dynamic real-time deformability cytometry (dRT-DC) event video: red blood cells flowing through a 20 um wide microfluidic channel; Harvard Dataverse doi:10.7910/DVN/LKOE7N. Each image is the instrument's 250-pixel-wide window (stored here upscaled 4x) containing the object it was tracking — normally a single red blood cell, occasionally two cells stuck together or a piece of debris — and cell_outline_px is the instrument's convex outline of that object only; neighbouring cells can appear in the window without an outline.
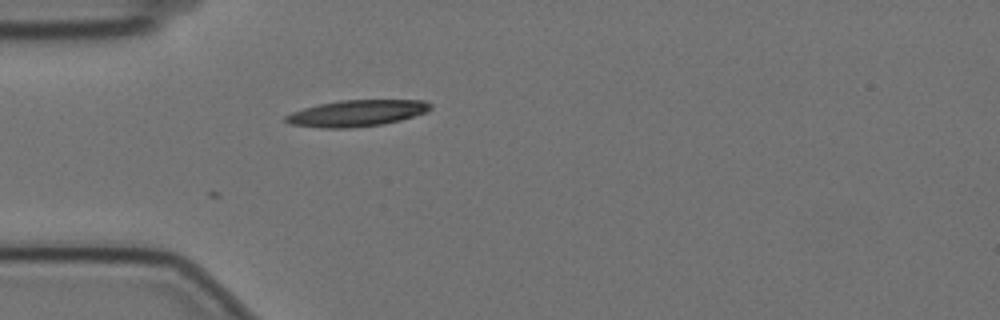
{"species": "Egyptian fruit bat (a non-hibernating species)", "species_latin": "Rousettus aegyptiacus", "temperature_condition": "cold", "stored_images_in_passage": 5, "camera_frame_rate_fps": 3000, "um_per_image_px": 0.085, "animal": {"sex": "female"}, "frame": {"image": 1, "passage_image": 1, "time_ms": 0.0, "image_size_px": [1000, 320], "cell_outline_px": [[432, 108], [424, 112], [400, 120], [380, 124], [348, 128], [320, 128], [288, 124], [284, 120], [284, 116], [292, 112], [304, 108], [320, 104], [340, 100], [424, 100], [432, 104]], "centroid_in_image_um": [30.28, 9.62], "position_along_channel_um": 54.7, "area_um2": 22.08}}
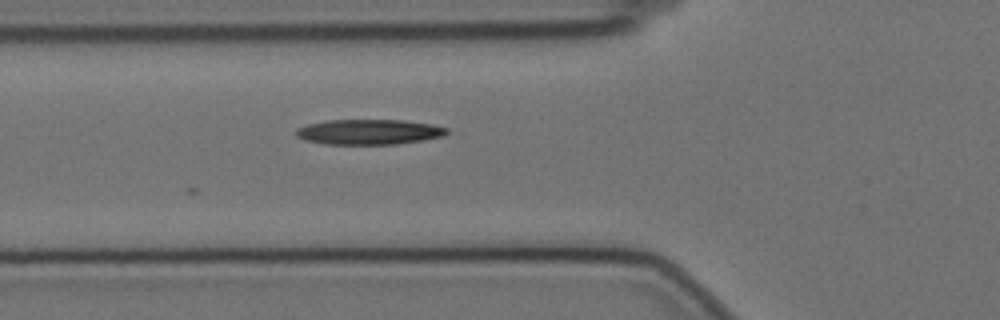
{"frame": {"image": 2, "passage_image": 5, "time_ms": 1.333, "image_size_px": [1000, 320], "cell_outline_px": [[448, 132], [444, 136], [424, 140], [396, 144], [328, 144], [304, 140], [296, 136], [296, 128], [308, 124], [328, 120], [400, 120], [432, 124], [448, 128]], "centroid_in_image_um": [31.37, 11.21], "position_along_channel_um": 94.4, "area_um2": 22.14}}